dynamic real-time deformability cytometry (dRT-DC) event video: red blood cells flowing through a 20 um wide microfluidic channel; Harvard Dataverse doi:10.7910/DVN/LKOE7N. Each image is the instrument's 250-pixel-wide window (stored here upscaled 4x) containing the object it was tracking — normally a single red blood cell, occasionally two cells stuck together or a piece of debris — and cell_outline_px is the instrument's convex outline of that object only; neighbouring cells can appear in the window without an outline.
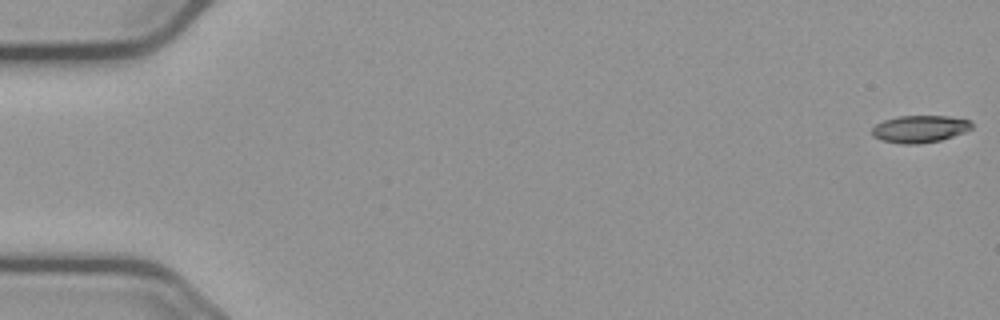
{"species": "common noctule bat (a hibernating species)", "species_latin": "Nyctalus noctula", "temperature_condition": "cold", "stored_images_in_passage": 56, "camera_frame_rate_fps": 3000, "um_per_image_px": 0.085, "animal": {"sex": "male", "body_mass_g": 23.1, "forearm_length_mm": 52.7}, "frame": {"image": 1, "passage_image": 1, "time_ms": 0.0, "image_size_px": [1000, 320], "cell_outline_px": [[972, 128], [964, 132], [940, 140], [920, 144], [900, 144], [880, 140], [872, 136], [872, 128], [876, 124], [884, 120], [896, 116], [948, 116], [972, 120]], "centroid_in_image_um": [78.16, 10.96], "position_along_channel_um": 6.8, "area_um2": 15.95}}
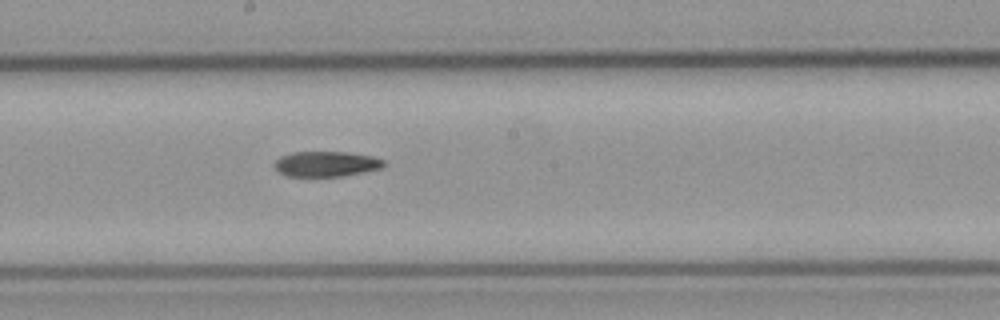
{"frame": {"image": 2, "passage_image": 31, "time_ms": 10.0, "image_size_px": [1000, 320], "cell_outline_px": [[384, 164], [380, 168], [340, 176], [288, 176], [280, 172], [276, 168], [276, 160], [280, 156], [292, 152], [344, 152], [372, 156], [384, 160]], "centroid_in_image_um": [27.7, 13.92], "position_along_channel_um": 220.5, "area_um2": 15.72}}
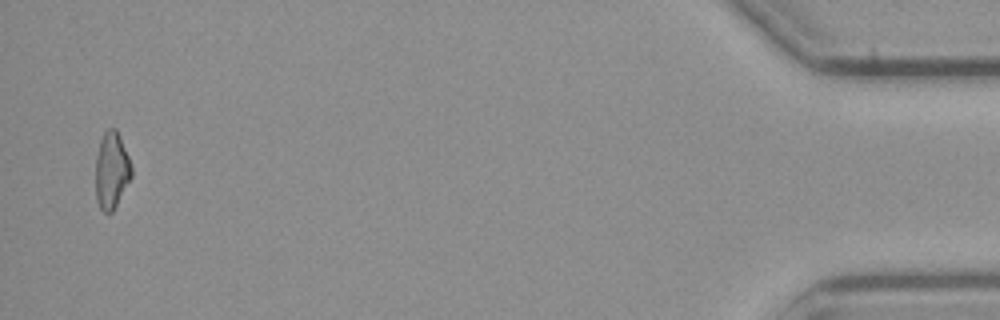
{"frame": {"image": 3, "passage_image": 55, "time_ms": 18.0, "image_size_px": [1000, 320], "cell_outline_px": [[132, 176], [112, 212], [104, 212], [100, 208], [96, 200], [96, 156], [100, 140], [104, 132], [108, 128], [116, 128], [120, 136], [132, 164]], "centroid_in_image_um": [9.49, 14.46], "position_along_channel_um": 425.7, "area_um2": 16.07}}